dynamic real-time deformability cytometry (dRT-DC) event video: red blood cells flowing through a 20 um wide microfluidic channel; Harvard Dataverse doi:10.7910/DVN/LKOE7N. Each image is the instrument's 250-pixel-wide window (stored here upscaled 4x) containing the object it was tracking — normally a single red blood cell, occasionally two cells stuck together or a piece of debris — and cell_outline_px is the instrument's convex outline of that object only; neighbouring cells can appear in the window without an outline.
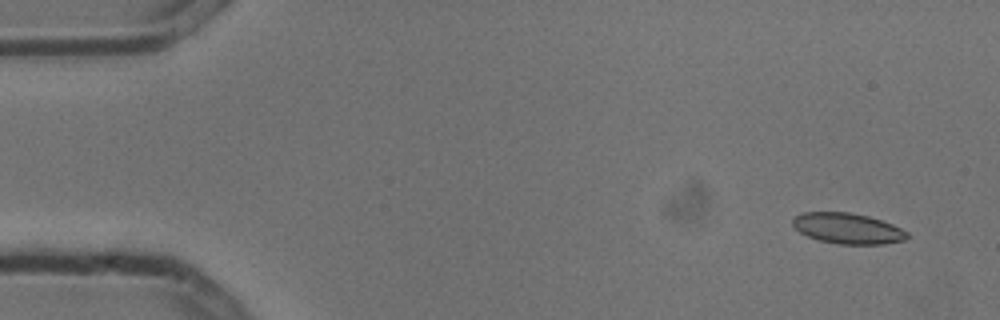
{"species": "common noctule bat (a hibernating species)", "species_latin": "Nyctalus noctula", "temperature_condition": "cold", "stored_images_in_passage": 5, "camera_frame_rate_fps": 3000, "um_per_image_px": 0.085, "animal": {"sex": "male", "body_mass_g": 13.3}, "frame": {"image": 1, "passage_image": 1, "time_ms": 0.0, "image_size_px": [1000, 320], "cell_outline_px": [[908, 236], [904, 240], [884, 244], [840, 244], [820, 240], [808, 236], [800, 232], [792, 224], [792, 216], [804, 212], [848, 212], [868, 216], [892, 224], [908, 232]], "centroid_in_image_um": [72.03, 19.41], "position_along_channel_um": 13.0, "area_um2": 20.35}}
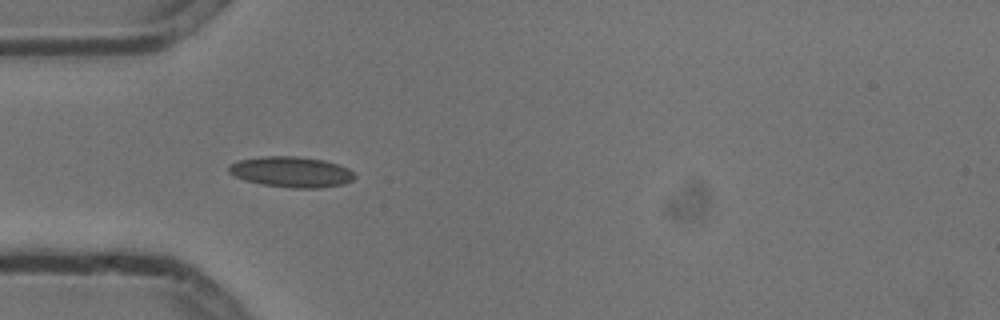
{"frame": {"image": 2, "passage_image": 4, "time_ms": 1.0, "image_size_px": [1000, 320], "cell_outline_px": [[356, 176], [352, 180], [344, 184], [320, 188], [292, 188], [260, 184], [244, 180], [228, 172], [228, 164], [236, 160], [264, 156], [300, 156], [324, 160], [348, 168]], "centroid_in_image_um": [24.73, 14.61], "position_along_channel_um": 60.3, "area_um2": 22.66}}
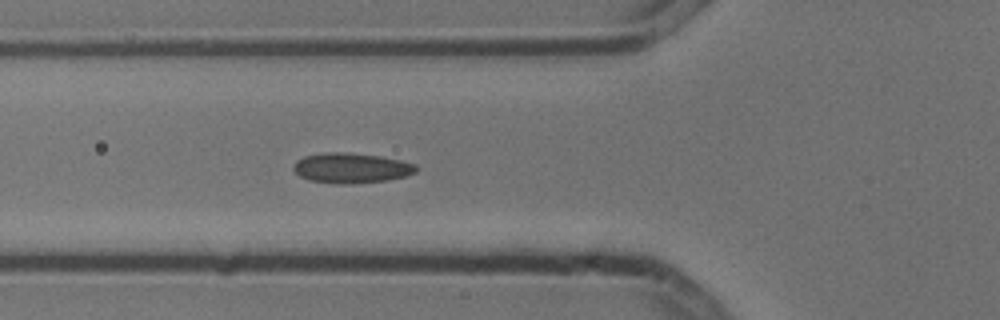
{"frame": {"image": 3, "passage_image": 5, "time_ms": 1.333, "image_size_px": [1000, 320], "cell_outline_px": [[416, 172], [404, 176], [388, 180], [352, 184], [336, 184], [308, 180], [300, 176], [292, 168], [296, 160], [304, 156], [324, 152], [348, 152], [380, 156], [400, 160], [416, 164]], "centroid_in_image_um": [29.83, 14.28], "position_along_channel_um": 96.0, "area_um2": 21.68}}